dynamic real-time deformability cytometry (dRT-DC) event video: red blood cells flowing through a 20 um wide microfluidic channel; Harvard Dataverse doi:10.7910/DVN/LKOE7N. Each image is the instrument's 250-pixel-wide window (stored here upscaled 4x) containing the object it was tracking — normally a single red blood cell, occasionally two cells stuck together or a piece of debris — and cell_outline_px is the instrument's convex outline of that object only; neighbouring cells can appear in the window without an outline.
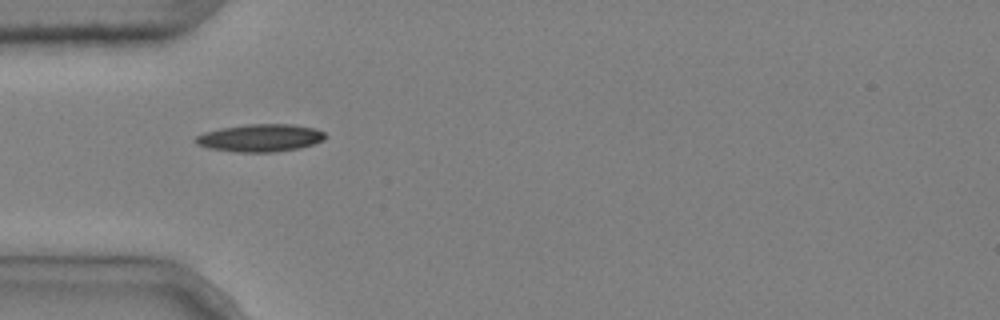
{"species": "common noctule bat (a hibernating species)", "species_latin": "Nyctalus noctula", "temperature_condition": "cold", "stored_images_in_passage": 5, "camera_frame_rate_fps": 3000, "um_per_image_px": 0.085, "animal": {"sex": "male", "body_mass_g": 20.4}, "frame": {"image": 1, "passage_image": 4, "time_ms": 1.0, "image_size_px": [1000, 320], "cell_outline_px": [[328, 136], [324, 140], [300, 148], [276, 152], [236, 152], [208, 148], [196, 144], [192, 140], [196, 136], [204, 132], [220, 128], [244, 124], [292, 124], [316, 128], [324, 132]], "centroid_in_image_um": [22.12, 11.72], "position_along_channel_um": 62.9, "area_um2": 21.15}}